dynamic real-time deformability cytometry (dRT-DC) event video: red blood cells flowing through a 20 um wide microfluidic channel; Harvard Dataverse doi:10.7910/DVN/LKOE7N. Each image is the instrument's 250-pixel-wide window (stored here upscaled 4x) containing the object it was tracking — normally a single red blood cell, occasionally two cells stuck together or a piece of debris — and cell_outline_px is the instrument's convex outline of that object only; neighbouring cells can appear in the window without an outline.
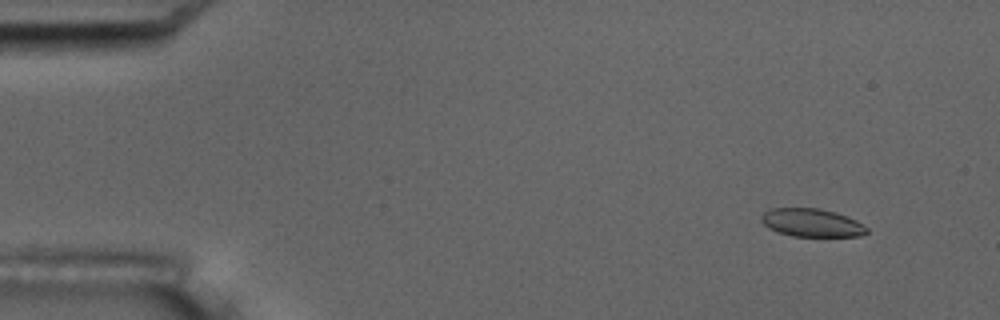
{"species": "common noctule bat (a hibernating species)", "species_latin": "Nyctalus noctula", "temperature_condition": "room temperature", "stored_images_in_passage": 5, "camera_frame_rate_fps": 3000, "um_per_image_px": 0.085, "animal": {"sex": "male", "body_mass_g": 17.5, "forearm_length_mm": 52.3}, "frame": {"image": 1, "passage_image": 1, "time_ms": 0.0, "image_size_px": [1000, 320], "cell_outline_px": [[868, 232], [860, 236], [792, 236], [768, 228], [760, 220], [760, 216], [764, 212], [772, 208], [820, 208], [836, 212], [848, 216], [856, 220], [868, 228]], "centroid_in_image_um": [69.0, 18.92], "position_along_channel_um": 16.0, "area_um2": 17.34}}